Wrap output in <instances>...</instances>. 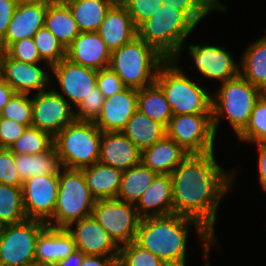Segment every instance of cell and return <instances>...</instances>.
I'll return each instance as SVG.
<instances>
[{"label": "cell", "mask_w": 266, "mask_h": 266, "mask_svg": "<svg viewBox=\"0 0 266 266\" xmlns=\"http://www.w3.org/2000/svg\"><path fill=\"white\" fill-rule=\"evenodd\" d=\"M10 58L26 63H46L41 57L33 38H24L12 43L5 51Z\"/></svg>", "instance_id": "43"}, {"label": "cell", "mask_w": 266, "mask_h": 266, "mask_svg": "<svg viewBox=\"0 0 266 266\" xmlns=\"http://www.w3.org/2000/svg\"><path fill=\"white\" fill-rule=\"evenodd\" d=\"M33 40L40 57L50 66L66 58V48L45 26L35 33Z\"/></svg>", "instance_id": "37"}, {"label": "cell", "mask_w": 266, "mask_h": 266, "mask_svg": "<svg viewBox=\"0 0 266 266\" xmlns=\"http://www.w3.org/2000/svg\"><path fill=\"white\" fill-rule=\"evenodd\" d=\"M47 8L48 5L45 4H17L0 48L5 51L16 41L33 38L44 27Z\"/></svg>", "instance_id": "21"}, {"label": "cell", "mask_w": 266, "mask_h": 266, "mask_svg": "<svg viewBox=\"0 0 266 266\" xmlns=\"http://www.w3.org/2000/svg\"><path fill=\"white\" fill-rule=\"evenodd\" d=\"M126 8L137 27L150 18L163 5V0H119Z\"/></svg>", "instance_id": "42"}, {"label": "cell", "mask_w": 266, "mask_h": 266, "mask_svg": "<svg viewBox=\"0 0 266 266\" xmlns=\"http://www.w3.org/2000/svg\"><path fill=\"white\" fill-rule=\"evenodd\" d=\"M0 183L16 187L23 184L16 170L14 153L7 148H0Z\"/></svg>", "instance_id": "44"}, {"label": "cell", "mask_w": 266, "mask_h": 266, "mask_svg": "<svg viewBox=\"0 0 266 266\" xmlns=\"http://www.w3.org/2000/svg\"><path fill=\"white\" fill-rule=\"evenodd\" d=\"M138 89L126 87L105 98L101 112L94 121L102 132L122 131L137 111Z\"/></svg>", "instance_id": "18"}, {"label": "cell", "mask_w": 266, "mask_h": 266, "mask_svg": "<svg viewBox=\"0 0 266 266\" xmlns=\"http://www.w3.org/2000/svg\"><path fill=\"white\" fill-rule=\"evenodd\" d=\"M60 1L62 0H16L17 4L34 3V4H45V5L54 4Z\"/></svg>", "instance_id": "52"}, {"label": "cell", "mask_w": 266, "mask_h": 266, "mask_svg": "<svg viewBox=\"0 0 266 266\" xmlns=\"http://www.w3.org/2000/svg\"><path fill=\"white\" fill-rule=\"evenodd\" d=\"M59 190V174L36 175L22 184L27 219L48 222L54 214Z\"/></svg>", "instance_id": "15"}, {"label": "cell", "mask_w": 266, "mask_h": 266, "mask_svg": "<svg viewBox=\"0 0 266 266\" xmlns=\"http://www.w3.org/2000/svg\"><path fill=\"white\" fill-rule=\"evenodd\" d=\"M97 87L105 98L111 97L126 88L121 78L109 67L97 70Z\"/></svg>", "instance_id": "45"}, {"label": "cell", "mask_w": 266, "mask_h": 266, "mask_svg": "<svg viewBox=\"0 0 266 266\" xmlns=\"http://www.w3.org/2000/svg\"><path fill=\"white\" fill-rule=\"evenodd\" d=\"M2 56H3V50L0 48V78H1V68H2Z\"/></svg>", "instance_id": "55"}, {"label": "cell", "mask_w": 266, "mask_h": 266, "mask_svg": "<svg viewBox=\"0 0 266 266\" xmlns=\"http://www.w3.org/2000/svg\"><path fill=\"white\" fill-rule=\"evenodd\" d=\"M122 132L142 151L163 138L166 127L137 110Z\"/></svg>", "instance_id": "30"}, {"label": "cell", "mask_w": 266, "mask_h": 266, "mask_svg": "<svg viewBox=\"0 0 266 266\" xmlns=\"http://www.w3.org/2000/svg\"><path fill=\"white\" fill-rule=\"evenodd\" d=\"M137 110L165 127L173 116L170 104L155 82L138 89Z\"/></svg>", "instance_id": "32"}, {"label": "cell", "mask_w": 266, "mask_h": 266, "mask_svg": "<svg viewBox=\"0 0 266 266\" xmlns=\"http://www.w3.org/2000/svg\"><path fill=\"white\" fill-rule=\"evenodd\" d=\"M196 27L183 12L162 5L136 28L138 38L154 47L167 60L178 61L182 58L184 42Z\"/></svg>", "instance_id": "3"}, {"label": "cell", "mask_w": 266, "mask_h": 266, "mask_svg": "<svg viewBox=\"0 0 266 266\" xmlns=\"http://www.w3.org/2000/svg\"><path fill=\"white\" fill-rule=\"evenodd\" d=\"M245 48L240 59V75L266 92V34Z\"/></svg>", "instance_id": "28"}, {"label": "cell", "mask_w": 266, "mask_h": 266, "mask_svg": "<svg viewBox=\"0 0 266 266\" xmlns=\"http://www.w3.org/2000/svg\"><path fill=\"white\" fill-rule=\"evenodd\" d=\"M157 175L142 163L123 171L117 199L135 204Z\"/></svg>", "instance_id": "33"}, {"label": "cell", "mask_w": 266, "mask_h": 266, "mask_svg": "<svg viewBox=\"0 0 266 266\" xmlns=\"http://www.w3.org/2000/svg\"><path fill=\"white\" fill-rule=\"evenodd\" d=\"M81 170L96 200L117 198L123 171L101 162Z\"/></svg>", "instance_id": "26"}, {"label": "cell", "mask_w": 266, "mask_h": 266, "mask_svg": "<svg viewBox=\"0 0 266 266\" xmlns=\"http://www.w3.org/2000/svg\"><path fill=\"white\" fill-rule=\"evenodd\" d=\"M242 143H266V92L255 103L245 129L236 137Z\"/></svg>", "instance_id": "36"}, {"label": "cell", "mask_w": 266, "mask_h": 266, "mask_svg": "<svg viewBox=\"0 0 266 266\" xmlns=\"http://www.w3.org/2000/svg\"><path fill=\"white\" fill-rule=\"evenodd\" d=\"M44 26L65 48L80 34L69 7L63 1L48 5Z\"/></svg>", "instance_id": "31"}, {"label": "cell", "mask_w": 266, "mask_h": 266, "mask_svg": "<svg viewBox=\"0 0 266 266\" xmlns=\"http://www.w3.org/2000/svg\"><path fill=\"white\" fill-rule=\"evenodd\" d=\"M51 72V88L72 104L73 108L97 87V70L72 63L67 58L52 65ZM54 79L60 90L52 87Z\"/></svg>", "instance_id": "12"}, {"label": "cell", "mask_w": 266, "mask_h": 266, "mask_svg": "<svg viewBox=\"0 0 266 266\" xmlns=\"http://www.w3.org/2000/svg\"><path fill=\"white\" fill-rule=\"evenodd\" d=\"M47 223L25 219L4 226L0 235V262L2 266H28L35 262L36 241Z\"/></svg>", "instance_id": "9"}, {"label": "cell", "mask_w": 266, "mask_h": 266, "mask_svg": "<svg viewBox=\"0 0 266 266\" xmlns=\"http://www.w3.org/2000/svg\"><path fill=\"white\" fill-rule=\"evenodd\" d=\"M43 63H26L10 58L4 51L1 77L15 93L34 94L51 87V66ZM33 92V93H32Z\"/></svg>", "instance_id": "16"}, {"label": "cell", "mask_w": 266, "mask_h": 266, "mask_svg": "<svg viewBox=\"0 0 266 266\" xmlns=\"http://www.w3.org/2000/svg\"><path fill=\"white\" fill-rule=\"evenodd\" d=\"M258 154V177H259V185L266 192V143H258L255 144Z\"/></svg>", "instance_id": "48"}, {"label": "cell", "mask_w": 266, "mask_h": 266, "mask_svg": "<svg viewBox=\"0 0 266 266\" xmlns=\"http://www.w3.org/2000/svg\"><path fill=\"white\" fill-rule=\"evenodd\" d=\"M75 250L74 239L66 228L47 226L37 238L35 262L54 266Z\"/></svg>", "instance_id": "24"}, {"label": "cell", "mask_w": 266, "mask_h": 266, "mask_svg": "<svg viewBox=\"0 0 266 266\" xmlns=\"http://www.w3.org/2000/svg\"><path fill=\"white\" fill-rule=\"evenodd\" d=\"M167 59L137 36L111 52L109 68L129 88L142 89L153 84L159 67Z\"/></svg>", "instance_id": "6"}, {"label": "cell", "mask_w": 266, "mask_h": 266, "mask_svg": "<svg viewBox=\"0 0 266 266\" xmlns=\"http://www.w3.org/2000/svg\"><path fill=\"white\" fill-rule=\"evenodd\" d=\"M218 91L211 93L212 123L215 135L222 119H227L236 137L245 129L255 103L264 93L240 74L220 83Z\"/></svg>", "instance_id": "5"}, {"label": "cell", "mask_w": 266, "mask_h": 266, "mask_svg": "<svg viewBox=\"0 0 266 266\" xmlns=\"http://www.w3.org/2000/svg\"><path fill=\"white\" fill-rule=\"evenodd\" d=\"M178 62L166 60L159 67L155 80L170 104L173 115L212 114L211 90L189 78Z\"/></svg>", "instance_id": "4"}, {"label": "cell", "mask_w": 266, "mask_h": 266, "mask_svg": "<svg viewBox=\"0 0 266 266\" xmlns=\"http://www.w3.org/2000/svg\"><path fill=\"white\" fill-rule=\"evenodd\" d=\"M70 105L51 87L32 94V127L49 133L53 138L69 123L75 120Z\"/></svg>", "instance_id": "14"}, {"label": "cell", "mask_w": 266, "mask_h": 266, "mask_svg": "<svg viewBox=\"0 0 266 266\" xmlns=\"http://www.w3.org/2000/svg\"><path fill=\"white\" fill-rule=\"evenodd\" d=\"M97 33L112 52L131 42L137 36V28L127 8L118 0L108 10Z\"/></svg>", "instance_id": "22"}, {"label": "cell", "mask_w": 266, "mask_h": 266, "mask_svg": "<svg viewBox=\"0 0 266 266\" xmlns=\"http://www.w3.org/2000/svg\"><path fill=\"white\" fill-rule=\"evenodd\" d=\"M96 199L90 192L82 170L62 168L53 217L47 222L52 228H67L71 223L92 215Z\"/></svg>", "instance_id": "8"}, {"label": "cell", "mask_w": 266, "mask_h": 266, "mask_svg": "<svg viewBox=\"0 0 266 266\" xmlns=\"http://www.w3.org/2000/svg\"><path fill=\"white\" fill-rule=\"evenodd\" d=\"M26 128V125L8 118L0 117V148L9 149L23 134Z\"/></svg>", "instance_id": "46"}, {"label": "cell", "mask_w": 266, "mask_h": 266, "mask_svg": "<svg viewBox=\"0 0 266 266\" xmlns=\"http://www.w3.org/2000/svg\"><path fill=\"white\" fill-rule=\"evenodd\" d=\"M4 226H5V224L2 221H0V235L3 232Z\"/></svg>", "instance_id": "56"}, {"label": "cell", "mask_w": 266, "mask_h": 266, "mask_svg": "<svg viewBox=\"0 0 266 266\" xmlns=\"http://www.w3.org/2000/svg\"><path fill=\"white\" fill-rule=\"evenodd\" d=\"M26 218L22 187L0 183V221L5 225L23 222Z\"/></svg>", "instance_id": "34"}, {"label": "cell", "mask_w": 266, "mask_h": 266, "mask_svg": "<svg viewBox=\"0 0 266 266\" xmlns=\"http://www.w3.org/2000/svg\"><path fill=\"white\" fill-rule=\"evenodd\" d=\"M0 117L14 120L27 127L32 126V95L14 93L0 112Z\"/></svg>", "instance_id": "38"}, {"label": "cell", "mask_w": 266, "mask_h": 266, "mask_svg": "<svg viewBox=\"0 0 266 266\" xmlns=\"http://www.w3.org/2000/svg\"><path fill=\"white\" fill-rule=\"evenodd\" d=\"M13 88L1 77L0 78V112L14 95Z\"/></svg>", "instance_id": "51"}, {"label": "cell", "mask_w": 266, "mask_h": 266, "mask_svg": "<svg viewBox=\"0 0 266 266\" xmlns=\"http://www.w3.org/2000/svg\"><path fill=\"white\" fill-rule=\"evenodd\" d=\"M217 11L228 12V7L221 0H207Z\"/></svg>", "instance_id": "53"}, {"label": "cell", "mask_w": 266, "mask_h": 266, "mask_svg": "<svg viewBox=\"0 0 266 266\" xmlns=\"http://www.w3.org/2000/svg\"><path fill=\"white\" fill-rule=\"evenodd\" d=\"M111 51L97 32H80L66 48V58L72 63L101 70L109 67Z\"/></svg>", "instance_id": "19"}, {"label": "cell", "mask_w": 266, "mask_h": 266, "mask_svg": "<svg viewBox=\"0 0 266 266\" xmlns=\"http://www.w3.org/2000/svg\"><path fill=\"white\" fill-rule=\"evenodd\" d=\"M134 205L141 218L172 214L171 176L158 174Z\"/></svg>", "instance_id": "23"}, {"label": "cell", "mask_w": 266, "mask_h": 266, "mask_svg": "<svg viewBox=\"0 0 266 266\" xmlns=\"http://www.w3.org/2000/svg\"><path fill=\"white\" fill-rule=\"evenodd\" d=\"M163 5L183 12L196 26L217 10L207 0H163Z\"/></svg>", "instance_id": "40"}, {"label": "cell", "mask_w": 266, "mask_h": 266, "mask_svg": "<svg viewBox=\"0 0 266 266\" xmlns=\"http://www.w3.org/2000/svg\"><path fill=\"white\" fill-rule=\"evenodd\" d=\"M14 161L22 182L36 175L60 174L63 168L54 145L41 154H14Z\"/></svg>", "instance_id": "29"}, {"label": "cell", "mask_w": 266, "mask_h": 266, "mask_svg": "<svg viewBox=\"0 0 266 266\" xmlns=\"http://www.w3.org/2000/svg\"><path fill=\"white\" fill-rule=\"evenodd\" d=\"M105 97L98 87L92 90V93L80 102V104L74 108L75 119L80 121H92L94 122L102 109Z\"/></svg>", "instance_id": "41"}, {"label": "cell", "mask_w": 266, "mask_h": 266, "mask_svg": "<svg viewBox=\"0 0 266 266\" xmlns=\"http://www.w3.org/2000/svg\"><path fill=\"white\" fill-rule=\"evenodd\" d=\"M102 133L92 121L75 119L65 126L53 138L62 167L81 170L97 163Z\"/></svg>", "instance_id": "7"}, {"label": "cell", "mask_w": 266, "mask_h": 266, "mask_svg": "<svg viewBox=\"0 0 266 266\" xmlns=\"http://www.w3.org/2000/svg\"><path fill=\"white\" fill-rule=\"evenodd\" d=\"M98 162L126 171L141 163V150L122 131L103 132Z\"/></svg>", "instance_id": "20"}, {"label": "cell", "mask_w": 266, "mask_h": 266, "mask_svg": "<svg viewBox=\"0 0 266 266\" xmlns=\"http://www.w3.org/2000/svg\"><path fill=\"white\" fill-rule=\"evenodd\" d=\"M85 254L76 249L68 257L58 261L54 266H81Z\"/></svg>", "instance_id": "50"}, {"label": "cell", "mask_w": 266, "mask_h": 266, "mask_svg": "<svg viewBox=\"0 0 266 266\" xmlns=\"http://www.w3.org/2000/svg\"><path fill=\"white\" fill-rule=\"evenodd\" d=\"M70 9L80 32H97L108 10L118 0H62Z\"/></svg>", "instance_id": "27"}, {"label": "cell", "mask_w": 266, "mask_h": 266, "mask_svg": "<svg viewBox=\"0 0 266 266\" xmlns=\"http://www.w3.org/2000/svg\"><path fill=\"white\" fill-rule=\"evenodd\" d=\"M119 266H167L160 258L134 241L120 247Z\"/></svg>", "instance_id": "39"}, {"label": "cell", "mask_w": 266, "mask_h": 266, "mask_svg": "<svg viewBox=\"0 0 266 266\" xmlns=\"http://www.w3.org/2000/svg\"><path fill=\"white\" fill-rule=\"evenodd\" d=\"M53 146V137L38 128L27 127L23 134L10 146L14 154L36 155L48 151Z\"/></svg>", "instance_id": "35"}, {"label": "cell", "mask_w": 266, "mask_h": 266, "mask_svg": "<svg viewBox=\"0 0 266 266\" xmlns=\"http://www.w3.org/2000/svg\"><path fill=\"white\" fill-rule=\"evenodd\" d=\"M166 135L188 154L215 152L212 114L173 115L166 127Z\"/></svg>", "instance_id": "10"}, {"label": "cell", "mask_w": 266, "mask_h": 266, "mask_svg": "<svg viewBox=\"0 0 266 266\" xmlns=\"http://www.w3.org/2000/svg\"><path fill=\"white\" fill-rule=\"evenodd\" d=\"M188 156L172 138H163L141 151V163L161 175H170Z\"/></svg>", "instance_id": "25"}, {"label": "cell", "mask_w": 266, "mask_h": 266, "mask_svg": "<svg viewBox=\"0 0 266 266\" xmlns=\"http://www.w3.org/2000/svg\"><path fill=\"white\" fill-rule=\"evenodd\" d=\"M236 170H225L215 152L188 154L170 174L173 213L196 220L216 238L217 210L223 197L233 190Z\"/></svg>", "instance_id": "1"}, {"label": "cell", "mask_w": 266, "mask_h": 266, "mask_svg": "<svg viewBox=\"0 0 266 266\" xmlns=\"http://www.w3.org/2000/svg\"><path fill=\"white\" fill-rule=\"evenodd\" d=\"M16 6V0H0V42L6 35Z\"/></svg>", "instance_id": "47"}, {"label": "cell", "mask_w": 266, "mask_h": 266, "mask_svg": "<svg viewBox=\"0 0 266 266\" xmlns=\"http://www.w3.org/2000/svg\"><path fill=\"white\" fill-rule=\"evenodd\" d=\"M28 266H53V265L41 264V263L34 262V263L29 264Z\"/></svg>", "instance_id": "54"}, {"label": "cell", "mask_w": 266, "mask_h": 266, "mask_svg": "<svg viewBox=\"0 0 266 266\" xmlns=\"http://www.w3.org/2000/svg\"><path fill=\"white\" fill-rule=\"evenodd\" d=\"M188 54L196 67V72L203 79L223 83L240 74V65L236 63L233 54L225 46H215L210 43L190 44Z\"/></svg>", "instance_id": "13"}, {"label": "cell", "mask_w": 266, "mask_h": 266, "mask_svg": "<svg viewBox=\"0 0 266 266\" xmlns=\"http://www.w3.org/2000/svg\"><path fill=\"white\" fill-rule=\"evenodd\" d=\"M92 215L119 247L135 240L141 217L133 203L117 198L96 200Z\"/></svg>", "instance_id": "11"}, {"label": "cell", "mask_w": 266, "mask_h": 266, "mask_svg": "<svg viewBox=\"0 0 266 266\" xmlns=\"http://www.w3.org/2000/svg\"><path fill=\"white\" fill-rule=\"evenodd\" d=\"M190 225L194 226L199 245L203 249L204 265L211 266V247L219 244L218 239L199 222L188 217L172 213L141 218L134 242L156 255L167 266H187Z\"/></svg>", "instance_id": "2"}, {"label": "cell", "mask_w": 266, "mask_h": 266, "mask_svg": "<svg viewBox=\"0 0 266 266\" xmlns=\"http://www.w3.org/2000/svg\"><path fill=\"white\" fill-rule=\"evenodd\" d=\"M81 266H119L118 257L85 255Z\"/></svg>", "instance_id": "49"}, {"label": "cell", "mask_w": 266, "mask_h": 266, "mask_svg": "<svg viewBox=\"0 0 266 266\" xmlns=\"http://www.w3.org/2000/svg\"><path fill=\"white\" fill-rule=\"evenodd\" d=\"M66 230L73 237L76 249L83 254L119 257L120 247L93 215L71 223Z\"/></svg>", "instance_id": "17"}]
</instances>
